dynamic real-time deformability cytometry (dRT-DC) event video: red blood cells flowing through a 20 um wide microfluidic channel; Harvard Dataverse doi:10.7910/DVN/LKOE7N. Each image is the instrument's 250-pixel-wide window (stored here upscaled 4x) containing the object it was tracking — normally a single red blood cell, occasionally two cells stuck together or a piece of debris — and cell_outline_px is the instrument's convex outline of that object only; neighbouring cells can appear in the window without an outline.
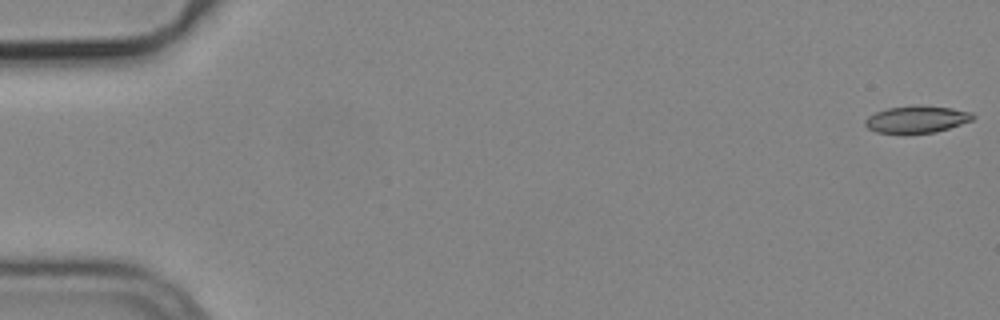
{"species": "common noctule bat (a hibernating species)", "species_latin": "Nyctalus noctula", "temperature_condition": "cold", "stored_images_in_passage": 8, "camera_frame_rate_fps": 3000, "um_per_image_px": 0.085, "animal": {"sex": "male", "body_mass_g": 19.2, "forearm_length_mm": 51.8}, "frame": {"image": 1, "passage_image": 1, "time_ms": 0.0, "image_size_px": [1000, 320], "cell_outline_px": [[976, 116], [972, 120], [936, 132], [876, 132], [868, 128], [864, 124], [864, 120], [868, 116], [876, 112], [888, 108], [916, 104], [920, 104], [952, 108], [972, 112]], "centroid_in_image_um": [77.93, 10.1], "position_along_channel_um": 7.1, "area_um2": 16.88}}